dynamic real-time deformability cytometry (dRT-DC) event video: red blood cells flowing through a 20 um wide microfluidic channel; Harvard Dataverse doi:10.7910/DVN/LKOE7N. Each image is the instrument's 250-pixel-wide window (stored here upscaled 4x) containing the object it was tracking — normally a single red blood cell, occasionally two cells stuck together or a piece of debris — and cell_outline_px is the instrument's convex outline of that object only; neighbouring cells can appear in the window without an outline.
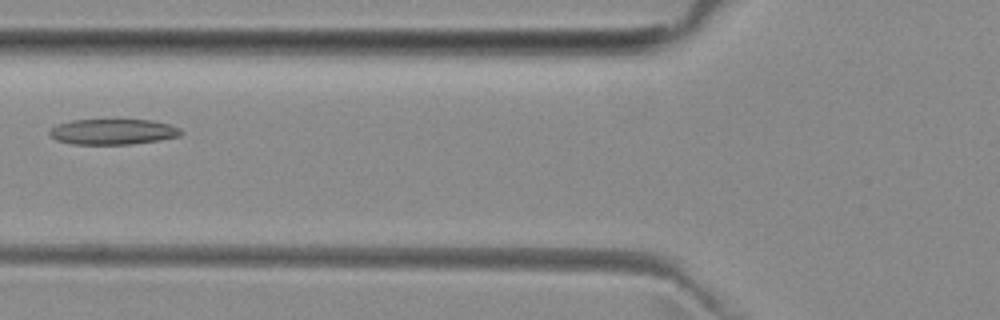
{"species": "common noctule bat (a hibernating species)", "species_latin": "Nyctalus noctula", "temperature_condition": "room temperature", "stored_images_in_passage": 6, "camera_frame_rate_fps": 3000, "um_per_image_px": 0.085, "animal": {"sex": "female", "body_mass_g": 29.2, "forearm_length_mm": 56.3}, "frame": {"image": 1, "passage_image": 6, "time_ms": 6.0, "image_size_px": [1000, 320], "cell_outline_px": [[184, 132], [180, 136], [160, 140], [132, 144], [72, 144], [56, 140], [48, 132], [56, 124], [72, 120], [120, 116], [152, 120], [168, 124], [180, 128]], "centroid_in_image_um": [9.62, 11.14], "position_along_channel_um": 116.2, "area_um2": 20.75}}